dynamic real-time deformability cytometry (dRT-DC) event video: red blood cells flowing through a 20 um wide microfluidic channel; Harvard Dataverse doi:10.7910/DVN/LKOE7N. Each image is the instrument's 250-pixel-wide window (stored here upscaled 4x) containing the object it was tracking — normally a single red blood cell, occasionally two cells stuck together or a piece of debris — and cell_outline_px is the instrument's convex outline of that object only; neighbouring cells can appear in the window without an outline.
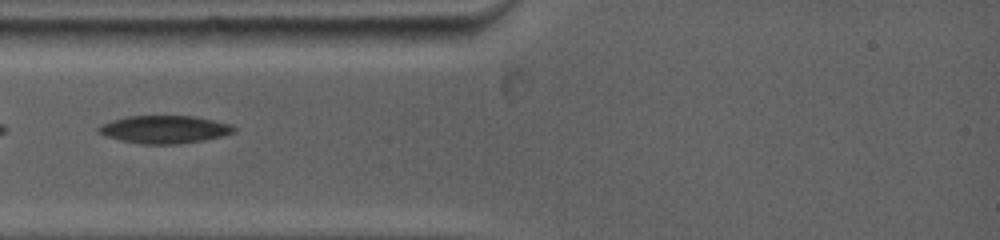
{"species": "common noctule bat (a hibernating species)", "species_latin": "Nyctalus noctula", "temperature_condition": "warm", "stored_images_in_passage": 7, "camera_frame_rate_fps": 5000, "um_per_image_px": 0.085, "animal": {"sex": "female", "body_mass_g": 19.0, "forearm_length_mm": 53.3}, "frame": {"image": 1, "passage_image": 1, "time_ms": 0.0, "image_size_px": [1000, 240], "cell_outline_px": [[236, 132], [224, 136], [204, 140], [176, 144], [140, 144], [120, 140], [96, 132], [96, 128], [100, 124], [112, 120], [128, 116], [196, 116], [232, 124], [236, 128]], "centroid_in_image_um": [14.0, 11.0], "position_along_channel_um": 71.0, "area_um2": 22.14}}
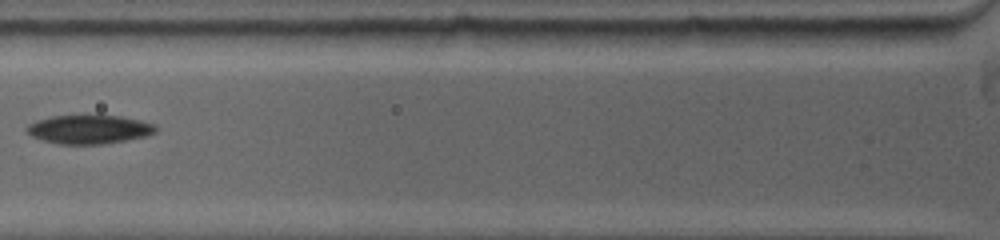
{"frame": {"image": 2, "passage_image": 3, "time_ms": 1.2, "image_size_px": [1000, 240], "cell_outline_px": [[156, 132], [148, 136], [100, 144], [60, 144], [40, 140], [32, 136], [24, 128], [28, 124], [36, 120], [52, 116], [96, 112], [124, 116], [140, 120], [152, 124], [156, 128]], "centroid_in_image_um": [7.55, 10.94], "position_along_channel_um": 118.3, "area_um2": 22.54}}
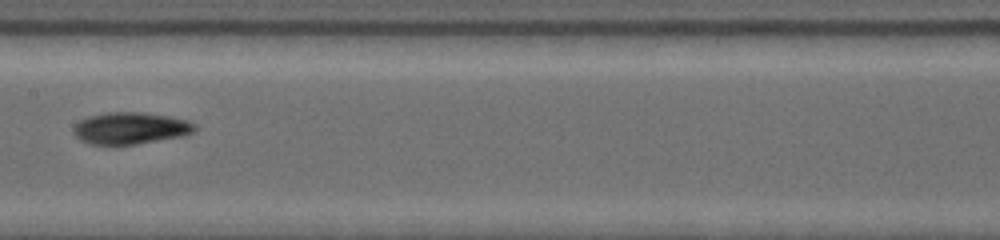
{"frame": {"image": 3, "passage_image": 6, "time_ms": 3.2, "image_size_px": [1000, 240], "cell_outline_px": [[196, 128], [192, 132], [184, 136], [136, 144], [108, 148], [88, 144], [80, 140], [72, 132], [72, 128], [80, 120], [88, 116], [108, 112], [140, 112], [168, 116], [188, 120], [196, 124]], "centroid_in_image_um": [11.03, 10.94], "position_along_channel_um": 196.4, "area_um2": 23.24}}